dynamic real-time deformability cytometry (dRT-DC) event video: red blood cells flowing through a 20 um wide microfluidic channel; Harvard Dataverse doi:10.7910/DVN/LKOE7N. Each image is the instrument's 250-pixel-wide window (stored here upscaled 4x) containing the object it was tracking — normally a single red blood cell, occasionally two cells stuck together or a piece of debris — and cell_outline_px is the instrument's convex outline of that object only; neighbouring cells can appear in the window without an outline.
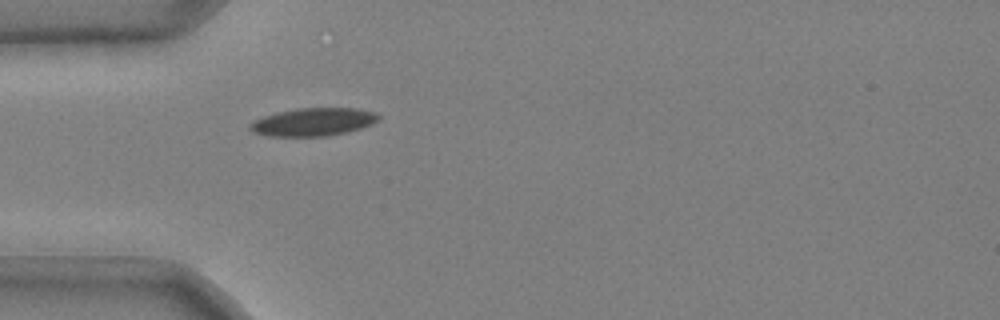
{"species": "common noctule bat (a hibernating species)", "species_latin": "Nyctalus noctula", "temperature_condition": "cold", "stored_images_in_passage": 32, "camera_frame_rate_fps": 3000, "um_per_image_px": 0.085, "animal": {"sex": "male", "body_mass_g": 20.4}, "frame": {"image": 1, "passage_image": 1, "time_ms": 0.0, "image_size_px": [1000, 320], "cell_outline_px": [[380, 120], [372, 124], [348, 132], [328, 136], [268, 136], [252, 132], [248, 128], [248, 124], [252, 120], [276, 112], [296, 108], [360, 108], [376, 112], [380, 116]], "centroid_in_image_um": [26.62, 10.36], "position_along_channel_um": 58.4, "area_um2": 21.33}}
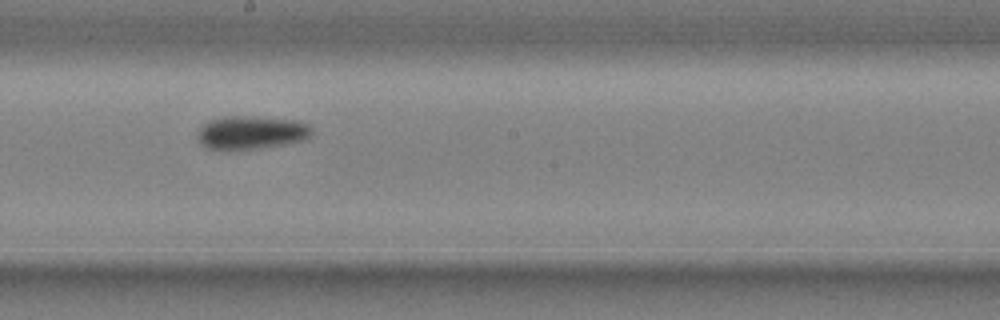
{"frame": {"image": 2, "passage_image": 15, "time_ms": 4.667, "image_size_px": [1000, 320], "cell_outline_px": [[312, 132], [308, 136], [300, 140], [284, 144], [228, 152], [224, 152], [204, 148], [200, 144], [200, 128], [208, 120], [224, 116], [252, 116], [300, 120], [308, 124], [312, 128]], "centroid_in_image_um": [21.31, 11.28], "position_along_channel_um": 226.9, "area_um2": 22.54}}
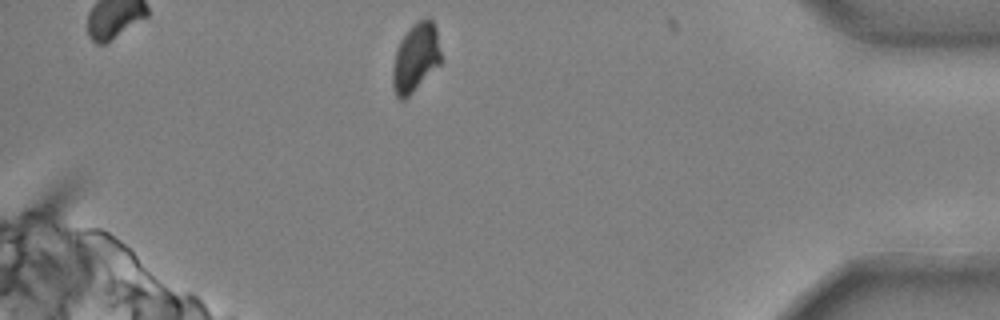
{"frame": {"image": 3, "passage_image": 32, "time_ms": 10.333, "image_size_px": [1000, 320], "cell_outline_px": [[440, 64], [404, 100], [400, 100], [396, 96], [392, 88], [392, 68], [396, 48], [400, 40], [412, 24], [424, 16], [428, 16], [432, 20], [436, 28], [440, 52]], "centroid_in_image_um": [35.3, 4.87], "position_along_channel_um": 399.9, "area_um2": 19.42}, "authors_computed_cell_mechanics": {"area_um2": 21.3282, "velocity_mm_per_s": 3.6873, "shape_relaxation_time_tau1_ms": 5.1621, "shape_relaxation_time_tau2_ms": null, "deformation_change_tau1": 0.1515, "deformation_change_tau2": null}}